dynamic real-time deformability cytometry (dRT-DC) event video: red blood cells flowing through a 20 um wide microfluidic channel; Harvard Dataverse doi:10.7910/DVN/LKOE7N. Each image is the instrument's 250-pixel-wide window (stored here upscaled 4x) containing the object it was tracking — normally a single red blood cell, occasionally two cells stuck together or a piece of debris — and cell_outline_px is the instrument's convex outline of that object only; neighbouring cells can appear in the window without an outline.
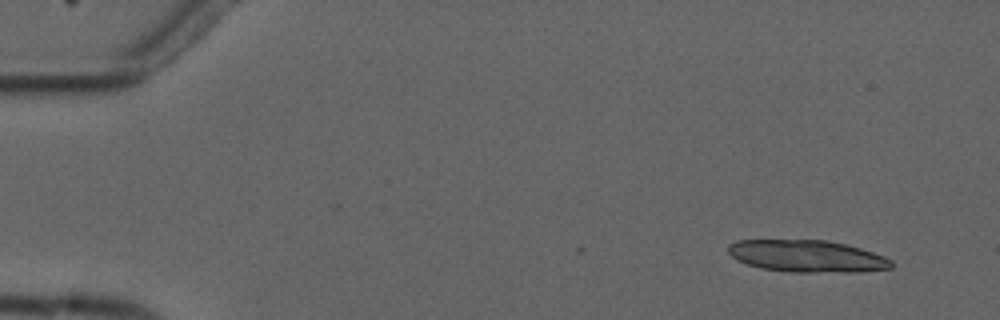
{"species": "common noctule bat (a hibernating species)", "species_latin": "Nyctalus noctula", "temperature_condition": "cold", "stored_images_in_passage": 9, "segment_of_instrument_passage": [1, 2], "camera_frame_rate_fps": 3000, "um_per_image_px": 0.085, "animal": {"sex": "male", "forearm_length_mm": 52.5}, "frame": {"image": 1, "passage_image": 1, "time_ms": 0.0, "image_size_px": [1000, 320], "cell_outline_px": [[892, 268], [860, 272], [788, 272], [760, 268], [736, 260], [728, 252], [728, 244], [736, 240], [828, 240], [860, 248], [884, 256], [892, 260]], "centroid_in_image_um": [68.58, 21.78], "position_along_channel_um": 16.4, "area_um2": 30.58}}